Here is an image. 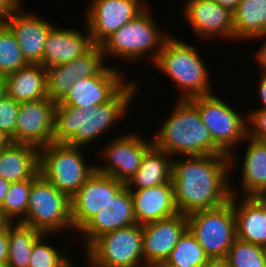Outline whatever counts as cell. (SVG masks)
<instances>
[{"instance_id": "obj_1", "label": "cell", "mask_w": 266, "mask_h": 267, "mask_svg": "<svg viewBox=\"0 0 266 267\" xmlns=\"http://www.w3.org/2000/svg\"><path fill=\"white\" fill-rule=\"evenodd\" d=\"M230 170L227 154L173 158L171 182L179 213L213 209L230 201Z\"/></svg>"}, {"instance_id": "obj_2", "label": "cell", "mask_w": 266, "mask_h": 267, "mask_svg": "<svg viewBox=\"0 0 266 267\" xmlns=\"http://www.w3.org/2000/svg\"><path fill=\"white\" fill-rule=\"evenodd\" d=\"M126 82L110 101L102 105L76 108L56 103L53 142L84 147L110 131L129 113V105L138 94V84Z\"/></svg>"}, {"instance_id": "obj_3", "label": "cell", "mask_w": 266, "mask_h": 267, "mask_svg": "<svg viewBox=\"0 0 266 267\" xmlns=\"http://www.w3.org/2000/svg\"><path fill=\"white\" fill-rule=\"evenodd\" d=\"M153 146L172 157L224 154L213 142L198 108L189 99H177L170 116L160 122Z\"/></svg>"}, {"instance_id": "obj_4", "label": "cell", "mask_w": 266, "mask_h": 267, "mask_svg": "<svg viewBox=\"0 0 266 267\" xmlns=\"http://www.w3.org/2000/svg\"><path fill=\"white\" fill-rule=\"evenodd\" d=\"M191 45L171 35L153 63L181 88L179 99L213 94L207 66L198 49Z\"/></svg>"}, {"instance_id": "obj_5", "label": "cell", "mask_w": 266, "mask_h": 267, "mask_svg": "<svg viewBox=\"0 0 266 267\" xmlns=\"http://www.w3.org/2000/svg\"><path fill=\"white\" fill-rule=\"evenodd\" d=\"M151 13L148 6L136 18L127 22L108 37L100 45L104 58L112 56L113 58L123 59L124 62L127 60L129 63H133L134 61L142 60L145 55L149 56L150 54L149 57L151 58L149 61L151 60L153 64L164 42L171 34L167 32L162 33L163 31L160 30L155 17Z\"/></svg>"}, {"instance_id": "obj_6", "label": "cell", "mask_w": 266, "mask_h": 267, "mask_svg": "<svg viewBox=\"0 0 266 267\" xmlns=\"http://www.w3.org/2000/svg\"><path fill=\"white\" fill-rule=\"evenodd\" d=\"M83 147L52 142L39 148V174L71 198L95 171Z\"/></svg>"}, {"instance_id": "obj_7", "label": "cell", "mask_w": 266, "mask_h": 267, "mask_svg": "<svg viewBox=\"0 0 266 267\" xmlns=\"http://www.w3.org/2000/svg\"><path fill=\"white\" fill-rule=\"evenodd\" d=\"M43 234L73 230L70 198L40 174L32 179L26 216L19 222Z\"/></svg>"}, {"instance_id": "obj_8", "label": "cell", "mask_w": 266, "mask_h": 267, "mask_svg": "<svg viewBox=\"0 0 266 267\" xmlns=\"http://www.w3.org/2000/svg\"><path fill=\"white\" fill-rule=\"evenodd\" d=\"M189 100L198 108L202 122L209 129L214 144L224 154L229 155L232 169L236 159V153L232 152L236 151L235 148L241 141L247 140V116L235 111L215 93Z\"/></svg>"}, {"instance_id": "obj_9", "label": "cell", "mask_w": 266, "mask_h": 267, "mask_svg": "<svg viewBox=\"0 0 266 267\" xmlns=\"http://www.w3.org/2000/svg\"><path fill=\"white\" fill-rule=\"evenodd\" d=\"M188 229L209 258H226L236 237L235 213L230 201L213 209L187 214Z\"/></svg>"}, {"instance_id": "obj_10", "label": "cell", "mask_w": 266, "mask_h": 267, "mask_svg": "<svg viewBox=\"0 0 266 267\" xmlns=\"http://www.w3.org/2000/svg\"><path fill=\"white\" fill-rule=\"evenodd\" d=\"M87 263L102 267H146L143 257V227L116 229L98 237L86 250Z\"/></svg>"}, {"instance_id": "obj_11", "label": "cell", "mask_w": 266, "mask_h": 267, "mask_svg": "<svg viewBox=\"0 0 266 267\" xmlns=\"http://www.w3.org/2000/svg\"><path fill=\"white\" fill-rule=\"evenodd\" d=\"M144 138L132 132L116 136L106 147L103 146L104 149L101 148L100 156L106 163L95 165V170L126 184L139 170L143 156L153 146L151 139Z\"/></svg>"}, {"instance_id": "obj_12", "label": "cell", "mask_w": 266, "mask_h": 267, "mask_svg": "<svg viewBox=\"0 0 266 267\" xmlns=\"http://www.w3.org/2000/svg\"><path fill=\"white\" fill-rule=\"evenodd\" d=\"M143 0H90L86 24L94 45H101L119 28L136 18L149 5Z\"/></svg>"}, {"instance_id": "obj_13", "label": "cell", "mask_w": 266, "mask_h": 267, "mask_svg": "<svg viewBox=\"0 0 266 267\" xmlns=\"http://www.w3.org/2000/svg\"><path fill=\"white\" fill-rule=\"evenodd\" d=\"M124 185V182L95 170L70 198L74 231L77 232L101 209L112 211L113 197Z\"/></svg>"}, {"instance_id": "obj_14", "label": "cell", "mask_w": 266, "mask_h": 267, "mask_svg": "<svg viewBox=\"0 0 266 267\" xmlns=\"http://www.w3.org/2000/svg\"><path fill=\"white\" fill-rule=\"evenodd\" d=\"M123 78L120 67L107 64L96 76L80 78L57 103L76 108L105 104L127 84Z\"/></svg>"}, {"instance_id": "obj_15", "label": "cell", "mask_w": 266, "mask_h": 267, "mask_svg": "<svg viewBox=\"0 0 266 267\" xmlns=\"http://www.w3.org/2000/svg\"><path fill=\"white\" fill-rule=\"evenodd\" d=\"M55 105L56 102L50 98L20 102L15 143L30 144L37 148L52 143Z\"/></svg>"}, {"instance_id": "obj_16", "label": "cell", "mask_w": 266, "mask_h": 267, "mask_svg": "<svg viewBox=\"0 0 266 267\" xmlns=\"http://www.w3.org/2000/svg\"><path fill=\"white\" fill-rule=\"evenodd\" d=\"M183 6L185 22L189 23L197 36L207 40L220 36L233 41L234 20L230 10L214 0H187Z\"/></svg>"}, {"instance_id": "obj_17", "label": "cell", "mask_w": 266, "mask_h": 267, "mask_svg": "<svg viewBox=\"0 0 266 267\" xmlns=\"http://www.w3.org/2000/svg\"><path fill=\"white\" fill-rule=\"evenodd\" d=\"M143 227V257L146 267L165 262L180 236L188 228L186 214L151 222Z\"/></svg>"}, {"instance_id": "obj_18", "label": "cell", "mask_w": 266, "mask_h": 267, "mask_svg": "<svg viewBox=\"0 0 266 267\" xmlns=\"http://www.w3.org/2000/svg\"><path fill=\"white\" fill-rule=\"evenodd\" d=\"M23 9L20 6L5 24L15 35L26 62L41 64L46 38L55 25Z\"/></svg>"}, {"instance_id": "obj_19", "label": "cell", "mask_w": 266, "mask_h": 267, "mask_svg": "<svg viewBox=\"0 0 266 267\" xmlns=\"http://www.w3.org/2000/svg\"><path fill=\"white\" fill-rule=\"evenodd\" d=\"M85 28L83 33L77 28L54 26L46 38L41 65L46 68L68 63L87 53L94 43L87 26Z\"/></svg>"}, {"instance_id": "obj_20", "label": "cell", "mask_w": 266, "mask_h": 267, "mask_svg": "<svg viewBox=\"0 0 266 267\" xmlns=\"http://www.w3.org/2000/svg\"><path fill=\"white\" fill-rule=\"evenodd\" d=\"M232 183L233 181L230 182V190L235 213L236 237L260 246L266 244V201L262 197L238 195ZM238 197H242L241 203H238Z\"/></svg>"}, {"instance_id": "obj_21", "label": "cell", "mask_w": 266, "mask_h": 267, "mask_svg": "<svg viewBox=\"0 0 266 267\" xmlns=\"http://www.w3.org/2000/svg\"><path fill=\"white\" fill-rule=\"evenodd\" d=\"M136 223L145 225L179 213L172 182L150 188L130 190Z\"/></svg>"}, {"instance_id": "obj_22", "label": "cell", "mask_w": 266, "mask_h": 267, "mask_svg": "<svg viewBox=\"0 0 266 267\" xmlns=\"http://www.w3.org/2000/svg\"><path fill=\"white\" fill-rule=\"evenodd\" d=\"M39 148L11 142L0 149V177L11 183L32 180L39 174Z\"/></svg>"}, {"instance_id": "obj_23", "label": "cell", "mask_w": 266, "mask_h": 267, "mask_svg": "<svg viewBox=\"0 0 266 267\" xmlns=\"http://www.w3.org/2000/svg\"><path fill=\"white\" fill-rule=\"evenodd\" d=\"M6 95L17 102L37 101L48 98L45 67L28 64L4 76Z\"/></svg>"}, {"instance_id": "obj_24", "label": "cell", "mask_w": 266, "mask_h": 267, "mask_svg": "<svg viewBox=\"0 0 266 267\" xmlns=\"http://www.w3.org/2000/svg\"><path fill=\"white\" fill-rule=\"evenodd\" d=\"M242 163L241 188L244 197H262L266 193V141L247 135Z\"/></svg>"}, {"instance_id": "obj_25", "label": "cell", "mask_w": 266, "mask_h": 267, "mask_svg": "<svg viewBox=\"0 0 266 267\" xmlns=\"http://www.w3.org/2000/svg\"><path fill=\"white\" fill-rule=\"evenodd\" d=\"M173 157L152 146L143 156L139 170L125 184L129 190L171 182Z\"/></svg>"}, {"instance_id": "obj_26", "label": "cell", "mask_w": 266, "mask_h": 267, "mask_svg": "<svg viewBox=\"0 0 266 267\" xmlns=\"http://www.w3.org/2000/svg\"><path fill=\"white\" fill-rule=\"evenodd\" d=\"M234 40H250L266 34V0H240L233 12Z\"/></svg>"}, {"instance_id": "obj_27", "label": "cell", "mask_w": 266, "mask_h": 267, "mask_svg": "<svg viewBox=\"0 0 266 267\" xmlns=\"http://www.w3.org/2000/svg\"><path fill=\"white\" fill-rule=\"evenodd\" d=\"M43 233L19 222L8 227L7 267H28L33 244Z\"/></svg>"}, {"instance_id": "obj_28", "label": "cell", "mask_w": 266, "mask_h": 267, "mask_svg": "<svg viewBox=\"0 0 266 267\" xmlns=\"http://www.w3.org/2000/svg\"><path fill=\"white\" fill-rule=\"evenodd\" d=\"M209 257L187 228L166 259L172 267H204Z\"/></svg>"}, {"instance_id": "obj_29", "label": "cell", "mask_w": 266, "mask_h": 267, "mask_svg": "<svg viewBox=\"0 0 266 267\" xmlns=\"http://www.w3.org/2000/svg\"><path fill=\"white\" fill-rule=\"evenodd\" d=\"M28 65L15 35L6 24L0 25V76H6Z\"/></svg>"}, {"instance_id": "obj_30", "label": "cell", "mask_w": 266, "mask_h": 267, "mask_svg": "<svg viewBox=\"0 0 266 267\" xmlns=\"http://www.w3.org/2000/svg\"><path fill=\"white\" fill-rule=\"evenodd\" d=\"M48 98L59 102L80 77L75 74L74 60L45 68Z\"/></svg>"}, {"instance_id": "obj_31", "label": "cell", "mask_w": 266, "mask_h": 267, "mask_svg": "<svg viewBox=\"0 0 266 267\" xmlns=\"http://www.w3.org/2000/svg\"><path fill=\"white\" fill-rule=\"evenodd\" d=\"M32 180L11 183L0 209L12 223L20 222L27 213Z\"/></svg>"}, {"instance_id": "obj_32", "label": "cell", "mask_w": 266, "mask_h": 267, "mask_svg": "<svg viewBox=\"0 0 266 267\" xmlns=\"http://www.w3.org/2000/svg\"><path fill=\"white\" fill-rule=\"evenodd\" d=\"M226 259L230 267H266L261 246L235 239Z\"/></svg>"}, {"instance_id": "obj_33", "label": "cell", "mask_w": 266, "mask_h": 267, "mask_svg": "<svg viewBox=\"0 0 266 267\" xmlns=\"http://www.w3.org/2000/svg\"><path fill=\"white\" fill-rule=\"evenodd\" d=\"M47 235L42 234L33 244L28 267H62L71 259L65 248L61 250L47 244Z\"/></svg>"}, {"instance_id": "obj_34", "label": "cell", "mask_w": 266, "mask_h": 267, "mask_svg": "<svg viewBox=\"0 0 266 267\" xmlns=\"http://www.w3.org/2000/svg\"><path fill=\"white\" fill-rule=\"evenodd\" d=\"M114 231L113 211L108 208L101 209L92 216L76 233L83 235L85 249H87L98 237Z\"/></svg>"}, {"instance_id": "obj_35", "label": "cell", "mask_w": 266, "mask_h": 267, "mask_svg": "<svg viewBox=\"0 0 266 267\" xmlns=\"http://www.w3.org/2000/svg\"><path fill=\"white\" fill-rule=\"evenodd\" d=\"M112 211L114 230L136 224L133 199L126 185L113 197Z\"/></svg>"}, {"instance_id": "obj_36", "label": "cell", "mask_w": 266, "mask_h": 267, "mask_svg": "<svg viewBox=\"0 0 266 267\" xmlns=\"http://www.w3.org/2000/svg\"><path fill=\"white\" fill-rule=\"evenodd\" d=\"M102 48L94 45L87 53L74 59V71L80 78L96 76L108 63H105Z\"/></svg>"}, {"instance_id": "obj_37", "label": "cell", "mask_w": 266, "mask_h": 267, "mask_svg": "<svg viewBox=\"0 0 266 267\" xmlns=\"http://www.w3.org/2000/svg\"><path fill=\"white\" fill-rule=\"evenodd\" d=\"M20 102L6 94L0 98V130L15 143L16 123Z\"/></svg>"}, {"instance_id": "obj_38", "label": "cell", "mask_w": 266, "mask_h": 267, "mask_svg": "<svg viewBox=\"0 0 266 267\" xmlns=\"http://www.w3.org/2000/svg\"><path fill=\"white\" fill-rule=\"evenodd\" d=\"M247 114L248 136L266 141V109H251Z\"/></svg>"}, {"instance_id": "obj_39", "label": "cell", "mask_w": 266, "mask_h": 267, "mask_svg": "<svg viewBox=\"0 0 266 267\" xmlns=\"http://www.w3.org/2000/svg\"><path fill=\"white\" fill-rule=\"evenodd\" d=\"M21 4V0H0V25L5 24Z\"/></svg>"}, {"instance_id": "obj_40", "label": "cell", "mask_w": 266, "mask_h": 267, "mask_svg": "<svg viewBox=\"0 0 266 267\" xmlns=\"http://www.w3.org/2000/svg\"><path fill=\"white\" fill-rule=\"evenodd\" d=\"M261 38L265 39L266 38V34H264L263 36H258L256 38L257 40ZM266 40V39H265ZM255 55L253 57H255V61L258 62V64L260 65V69H261V74L266 75V41L264 43H262L261 47H259V49L257 50V52L255 51Z\"/></svg>"}, {"instance_id": "obj_41", "label": "cell", "mask_w": 266, "mask_h": 267, "mask_svg": "<svg viewBox=\"0 0 266 267\" xmlns=\"http://www.w3.org/2000/svg\"><path fill=\"white\" fill-rule=\"evenodd\" d=\"M8 228L0 232V263L7 264L8 260Z\"/></svg>"}, {"instance_id": "obj_42", "label": "cell", "mask_w": 266, "mask_h": 267, "mask_svg": "<svg viewBox=\"0 0 266 267\" xmlns=\"http://www.w3.org/2000/svg\"><path fill=\"white\" fill-rule=\"evenodd\" d=\"M259 83H258V99H260V105L259 106L260 108L262 109H266V75L264 74H260V77H259Z\"/></svg>"}, {"instance_id": "obj_43", "label": "cell", "mask_w": 266, "mask_h": 267, "mask_svg": "<svg viewBox=\"0 0 266 267\" xmlns=\"http://www.w3.org/2000/svg\"><path fill=\"white\" fill-rule=\"evenodd\" d=\"M204 267H230L226 258H209Z\"/></svg>"}, {"instance_id": "obj_44", "label": "cell", "mask_w": 266, "mask_h": 267, "mask_svg": "<svg viewBox=\"0 0 266 267\" xmlns=\"http://www.w3.org/2000/svg\"><path fill=\"white\" fill-rule=\"evenodd\" d=\"M214 1L217 2L221 7L230 10L232 13L236 10L240 2V0H214Z\"/></svg>"}, {"instance_id": "obj_45", "label": "cell", "mask_w": 266, "mask_h": 267, "mask_svg": "<svg viewBox=\"0 0 266 267\" xmlns=\"http://www.w3.org/2000/svg\"><path fill=\"white\" fill-rule=\"evenodd\" d=\"M10 185L11 182L6 181L0 177V206L4 202L5 196L7 194V191L9 190Z\"/></svg>"}, {"instance_id": "obj_46", "label": "cell", "mask_w": 266, "mask_h": 267, "mask_svg": "<svg viewBox=\"0 0 266 267\" xmlns=\"http://www.w3.org/2000/svg\"><path fill=\"white\" fill-rule=\"evenodd\" d=\"M11 224V220L0 209V232L7 230Z\"/></svg>"}, {"instance_id": "obj_47", "label": "cell", "mask_w": 266, "mask_h": 267, "mask_svg": "<svg viewBox=\"0 0 266 267\" xmlns=\"http://www.w3.org/2000/svg\"><path fill=\"white\" fill-rule=\"evenodd\" d=\"M11 142V139L3 131L0 130V149L6 147Z\"/></svg>"}, {"instance_id": "obj_48", "label": "cell", "mask_w": 266, "mask_h": 267, "mask_svg": "<svg viewBox=\"0 0 266 267\" xmlns=\"http://www.w3.org/2000/svg\"><path fill=\"white\" fill-rule=\"evenodd\" d=\"M6 94L4 76H0V98Z\"/></svg>"}, {"instance_id": "obj_49", "label": "cell", "mask_w": 266, "mask_h": 267, "mask_svg": "<svg viewBox=\"0 0 266 267\" xmlns=\"http://www.w3.org/2000/svg\"><path fill=\"white\" fill-rule=\"evenodd\" d=\"M150 267H172V266H170L166 262H157L152 264Z\"/></svg>"}, {"instance_id": "obj_50", "label": "cell", "mask_w": 266, "mask_h": 267, "mask_svg": "<svg viewBox=\"0 0 266 267\" xmlns=\"http://www.w3.org/2000/svg\"><path fill=\"white\" fill-rule=\"evenodd\" d=\"M261 250H262V254H263L264 260L266 262V244L261 246Z\"/></svg>"}, {"instance_id": "obj_51", "label": "cell", "mask_w": 266, "mask_h": 267, "mask_svg": "<svg viewBox=\"0 0 266 267\" xmlns=\"http://www.w3.org/2000/svg\"><path fill=\"white\" fill-rule=\"evenodd\" d=\"M75 264L72 262V260L70 259L67 263H65V265H63L62 267H75Z\"/></svg>"}, {"instance_id": "obj_52", "label": "cell", "mask_w": 266, "mask_h": 267, "mask_svg": "<svg viewBox=\"0 0 266 267\" xmlns=\"http://www.w3.org/2000/svg\"><path fill=\"white\" fill-rule=\"evenodd\" d=\"M0 267H7V264L0 263Z\"/></svg>"}, {"instance_id": "obj_53", "label": "cell", "mask_w": 266, "mask_h": 267, "mask_svg": "<svg viewBox=\"0 0 266 267\" xmlns=\"http://www.w3.org/2000/svg\"><path fill=\"white\" fill-rule=\"evenodd\" d=\"M262 198L266 201V193L262 196Z\"/></svg>"}, {"instance_id": "obj_54", "label": "cell", "mask_w": 266, "mask_h": 267, "mask_svg": "<svg viewBox=\"0 0 266 267\" xmlns=\"http://www.w3.org/2000/svg\"><path fill=\"white\" fill-rule=\"evenodd\" d=\"M92 267H102V266H99V265H90Z\"/></svg>"}]
</instances>
